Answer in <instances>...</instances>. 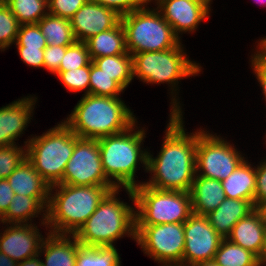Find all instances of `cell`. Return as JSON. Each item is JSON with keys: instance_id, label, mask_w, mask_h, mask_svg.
<instances>
[{"instance_id": "cell-1", "label": "cell", "mask_w": 266, "mask_h": 266, "mask_svg": "<svg viewBox=\"0 0 266 266\" xmlns=\"http://www.w3.org/2000/svg\"><path fill=\"white\" fill-rule=\"evenodd\" d=\"M171 103L161 151L156 158L148 152L147 171L153 176L144 184L159 190L190 192L196 176L197 136L203 130L186 134L179 102L172 97Z\"/></svg>"}, {"instance_id": "cell-2", "label": "cell", "mask_w": 266, "mask_h": 266, "mask_svg": "<svg viewBox=\"0 0 266 266\" xmlns=\"http://www.w3.org/2000/svg\"><path fill=\"white\" fill-rule=\"evenodd\" d=\"M116 188V186L98 185H52L42 224L49 225V229L51 228L49 231L52 233L75 234L95 212L104 197ZM54 189H56L55 194H51Z\"/></svg>"}, {"instance_id": "cell-3", "label": "cell", "mask_w": 266, "mask_h": 266, "mask_svg": "<svg viewBox=\"0 0 266 266\" xmlns=\"http://www.w3.org/2000/svg\"><path fill=\"white\" fill-rule=\"evenodd\" d=\"M64 123L80 138L99 139L126 131L136 118L119 97L84 94Z\"/></svg>"}, {"instance_id": "cell-4", "label": "cell", "mask_w": 266, "mask_h": 266, "mask_svg": "<svg viewBox=\"0 0 266 266\" xmlns=\"http://www.w3.org/2000/svg\"><path fill=\"white\" fill-rule=\"evenodd\" d=\"M118 192L119 188L110 191L74 234L82 246H114V241L124 234L136 240V212L118 200Z\"/></svg>"}, {"instance_id": "cell-5", "label": "cell", "mask_w": 266, "mask_h": 266, "mask_svg": "<svg viewBox=\"0 0 266 266\" xmlns=\"http://www.w3.org/2000/svg\"><path fill=\"white\" fill-rule=\"evenodd\" d=\"M135 125L124 132L98 139L104 173L117 188L138 186L135 173L139 161L147 170L148 151L141 150L146 133L144 129L132 133Z\"/></svg>"}, {"instance_id": "cell-6", "label": "cell", "mask_w": 266, "mask_h": 266, "mask_svg": "<svg viewBox=\"0 0 266 266\" xmlns=\"http://www.w3.org/2000/svg\"><path fill=\"white\" fill-rule=\"evenodd\" d=\"M77 136L64 122L25 141L26 159L50 185L60 184Z\"/></svg>"}, {"instance_id": "cell-7", "label": "cell", "mask_w": 266, "mask_h": 266, "mask_svg": "<svg viewBox=\"0 0 266 266\" xmlns=\"http://www.w3.org/2000/svg\"><path fill=\"white\" fill-rule=\"evenodd\" d=\"M126 192L137 208L136 225L184 223L193 214L190 192L159 190L141 182Z\"/></svg>"}, {"instance_id": "cell-8", "label": "cell", "mask_w": 266, "mask_h": 266, "mask_svg": "<svg viewBox=\"0 0 266 266\" xmlns=\"http://www.w3.org/2000/svg\"><path fill=\"white\" fill-rule=\"evenodd\" d=\"M127 51L133 55L142 52L164 51L180 43L171 25L158 9L145 6L121 16Z\"/></svg>"}, {"instance_id": "cell-9", "label": "cell", "mask_w": 266, "mask_h": 266, "mask_svg": "<svg viewBox=\"0 0 266 266\" xmlns=\"http://www.w3.org/2000/svg\"><path fill=\"white\" fill-rule=\"evenodd\" d=\"M186 56L181 42L172 49L133 54V77L146 83H169L174 94L176 88L173 87L178 85V80L201 71V67Z\"/></svg>"}, {"instance_id": "cell-10", "label": "cell", "mask_w": 266, "mask_h": 266, "mask_svg": "<svg viewBox=\"0 0 266 266\" xmlns=\"http://www.w3.org/2000/svg\"><path fill=\"white\" fill-rule=\"evenodd\" d=\"M243 160L242 154L221 137L204 130L197 136L196 175L222 181Z\"/></svg>"}, {"instance_id": "cell-11", "label": "cell", "mask_w": 266, "mask_h": 266, "mask_svg": "<svg viewBox=\"0 0 266 266\" xmlns=\"http://www.w3.org/2000/svg\"><path fill=\"white\" fill-rule=\"evenodd\" d=\"M136 242L160 264L183 262L184 223L136 225Z\"/></svg>"}, {"instance_id": "cell-12", "label": "cell", "mask_w": 266, "mask_h": 266, "mask_svg": "<svg viewBox=\"0 0 266 266\" xmlns=\"http://www.w3.org/2000/svg\"><path fill=\"white\" fill-rule=\"evenodd\" d=\"M60 184L115 186L104 173L98 139L79 138Z\"/></svg>"}, {"instance_id": "cell-13", "label": "cell", "mask_w": 266, "mask_h": 266, "mask_svg": "<svg viewBox=\"0 0 266 266\" xmlns=\"http://www.w3.org/2000/svg\"><path fill=\"white\" fill-rule=\"evenodd\" d=\"M222 239L210 225L207 216L193 213L184 222L183 262L194 266L202 261L213 260Z\"/></svg>"}, {"instance_id": "cell-14", "label": "cell", "mask_w": 266, "mask_h": 266, "mask_svg": "<svg viewBox=\"0 0 266 266\" xmlns=\"http://www.w3.org/2000/svg\"><path fill=\"white\" fill-rule=\"evenodd\" d=\"M70 22L76 41L85 42L100 32L116 27L121 22V15L106 6L88 0L70 18Z\"/></svg>"}, {"instance_id": "cell-15", "label": "cell", "mask_w": 266, "mask_h": 266, "mask_svg": "<svg viewBox=\"0 0 266 266\" xmlns=\"http://www.w3.org/2000/svg\"><path fill=\"white\" fill-rule=\"evenodd\" d=\"M0 252L15 262L39 255L43 236L33 224H10L0 233Z\"/></svg>"}, {"instance_id": "cell-16", "label": "cell", "mask_w": 266, "mask_h": 266, "mask_svg": "<svg viewBox=\"0 0 266 266\" xmlns=\"http://www.w3.org/2000/svg\"><path fill=\"white\" fill-rule=\"evenodd\" d=\"M152 1V0H150ZM157 9L163 18L171 25L174 33L180 39L179 33L194 32L198 24L209 17L205 6L193 0H155Z\"/></svg>"}, {"instance_id": "cell-17", "label": "cell", "mask_w": 266, "mask_h": 266, "mask_svg": "<svg viewBox=\"0 0 266 266\" xmlns=\"http://www.w3.org/2000/svg\"><path fill=\"white\" fill-rule=\"evenodd\" d=\"M36 97H25L0 108V147L16 145L31 119Z\"/></svg>"}, {"instance_id": "cell-18", "label": "cell", "mask_w": 266, "mask_h": 266, "mask_svg": "<svg viewBox=\"0 0 266 266\" xmlns=\"http://www.w3.org/2000/svg\"><path fill=\"white\" fill-rule=\"evenodd\" d=\"M47 235L39 249V255L42 250L45 255V262L41 261V266H75L78 248L81 246L75 235L52 232Z\"/></svg>"}, {"instance_id": "cell-19", "label": "cell", "mask_w": 266, "mask_h": 266, "mask_svg": "<svg viewBox=\"0 0 266 266\" xmlns=\"http://www.w3.org/2000/svg\"><path fill=\"white\" fill-rule=\"evenodd\" d=\"M249 200L225 198L214 210L207 214L210 225L223 238H227L234 225L255 210Z\"/></svg>"}, {"instance_id": "cell-20", "label": "cell", "mask_w": 266, "mask_h": 266, "mask_svg": "<svg viewBox=\"0 0 266 266\" xmlns=\"http://www.w3.org/2000/svg\"><path fill=\"white\" fill-rule=\"evenodd\" d=\"M265 231L262 217L255 209L234 225L227 239L259 257L264 245Z\"/></svg>"}, {"instance_id": "cell-21", "label": "cell", "mask_w": 266, "mask_h": 266, "mask_svg": "<svg viewBox=\"0 0 266 266\" xmlns=\"http://www.w3.org/2000/svg\"><path fill=\"white\" fill-rule=\"evenodd\" d=\"M193 213L206 216L226 198L221 181L196 175L190 189Z\"/></svg>"}, {"instance_id": "cell-22", "label": "cell", "mask_w": 266, "mask_h": 266, "mask_svg": "<svg viewBox=\"0 0 266 266\" xmlns=\"http://www.w3.org/2000/svg\"><path fill=\"white\" fill-rule=\"evenodd\" d=\"M15 194L25 196H49L50 185L25 159L7 178Z\"/></svg>"}, {"instance_id": "cell-23", "label": "cell", "mask_w": 266, "mask_h": 266, "mask_svg": "<svg viewBox=\"0 0 266 266\" xmlns=\"http://www.w3.org/2000/svg\"><path fill=\"white\" fill-rule=\"evenodd\" d=\"M221 183L227 198L249 200L254 205L256 168L245 159Z\"/></svg>"}, {"instance_id": "cell-24", "label": "cell", "mask_w": 266, "mask_h": 266, "mask_svg": "<svg viewBox=\"0 0 266 266\" xmlns=\"http://www.w3.org/2000/svg\"><path fill=\"white\" fill-rule=\"evenodd\" d=\"M91 61L103 56L127 53L125 31L120 22L116 27L100 32L85 41Z\"/></svg>"}, {"instance_id": "cell-25", "label": "cell", "mask_w": 266, "mask_h": 266, "mask_svg": "<svg viewBox=\"0 0 266 266\" xmlns=\"http://www.w3.org/2000/svg\"><path fill=\"white\" fill-rule=\"evenodd\" d=\"M49 196H25L14 194L5 215L0 219L2 223L28 224L29 219L37 217L46 211ZM45 210H42V209ZM36 215V216H35Z\"/></svg>"}, {"instance_id": "cell-26", "label": "cell", "mask_w": 266, "mask_h": 266, "mask_svg": "<svg viewBox=\"0 0 266 266\" xmlns=\"http://www.w3.org/2000/svg\"><path fill=\"white\" fill-rule=\"evenodd\" d=\"M37 24L47 45L70 46L76 42L70 19L48 13Z\"/></svg>"}, {"instance_id": "cell-27", "label": "cell", "mask_w": 266, "mask_h": 266, "mask_svg": "<svg viewBox=\"0 0 266 266\" xmlns=\"http://www.w3.org/2000/svg\"><path fill=\"white\" fill-rule=\"evenodd\" d=\"M92 63L115 80L124 90L134 79L132 55L129 52L96 58L92 60Z\"/></svg>"}, {"instance_id": "cell-28", "label": "cell", "mask_w": 266, "mask_h": 266, "mask_svg": "<svg viewBox=\"0 0 266 266\" xmlns=\"http://www.w3.org/2000/svg\"><path fill=\"white\" fill-rule=\"evenodd\" d=\"M213 260L221 266H259L254 253L227 238L222 239Z\"/></svg>"}, {"instance_id": "cell-29", "label": "cell", "mask_w": 266, "mask_h": 266, "mask_svg": "<svg viewBox=\"0 0 266 266\" xmlns=\"http://www.w3.org/2000/svg\"><path fill=\"white\" fill-rule=\"evenodd\" d=\"M115 246H80L75 266H121Z\"/></svg>"}, {"instance_id": "cell-30", "label": "cell", "mask_w": 266, "mask_h": 266, "mask_svg": "<svg viewBox=\"0 0 266 266\" xmlns=\"http://www.w3.org/2000/svg\"><path fill=\"white\" fill-rule=\"evenodd\" d=\"M20 25L36 24L48 14V0H4ZM46 11V12H45Z\"/></svg>"}, {"instance_id": "cell-31", "label": "cell", "mask_w": 266, "mask_h": 266, "mask_svg": "<svg viewBox=\"0 0 266 266\" xmlns=\"http://www.w3.org/2000/svg\"><path fill=\"white\" fill-rule=\"evenodd\" d=\"M123 88L110 76L90 62L89 94L96 96L118 97Z\"/></svg>"}, {"instance_id": "cell-32", "label": "cell", "mask_w": 266, "mask_h": 266, "mask_svg": "<svg viewBox=\"0 0 266 266\" xmlns=\"http://www.w3.org/2000/svg\"><path fill=\"white\" fill-rule=\"evenodd\" d=\"M20 24L9 7L0 1V49L1 51L16 42Z\"/></svg>"}, {"instance_id": "cell-33", "label": "cell", "mask_w": 266, "mask_h": 266, "mask_svg": "<svg viewBox=\"0 0 266 266\" xmlns=\"http://www.w3.org/2000/svg\"><path fill=\"white\" fill-rule=\"evenodd\" d=\"M91 62L85 42L76 41L66 48V52L57 72L74 70L87 66Z\"/></svg>"}, {"instance_id": "cell-34", "label": "cell", "mask_w": 266, "mask_h": 266, "mask_svg": "<svg viewBox=\"0 0 266 266\" xmlns=\"http://www.w3.org/2000/svg\"><path fill=\"white\" fill-rule=\"evenodd\" d=\"M55 74L69 91L80 92L85 90V95L89 94L90 63L84 67L56 72Z\"/></svg>"}, {"instance_id": "cell-35", "label": "cell", "mask_w": 266, "mask_h": 266, "mask_svg": "<svg viewBox=\"0 0 266 266\" xmlns=\"http://www.w3.org/2000/svg\"><path fill=\"white\" fill-rule=\"evenodd\" d=\"M24 147L25 149L15 144L0 147V179H7L26 159V146Z\"/></svg>"}, {"instance_id": "cell-36", "label": "cell", "mask_w": 266, "mask_h": 266, "mask_svg": "<svg viewBox=\"0 0 266 266\" xmlns=\"http://www.w3.org/2000/svg\"><path fill=\"white\" fill-rule=\"evenodd\" d=\"M17 47L46 48V38L41 33L38 24L20 25L17 39Z\"/></svg>"}, {"instance_id": "cell-37", "label": "cell", "mask_w": 266, "mask_h": 266, "mask_svg": "<svg viewBox=\"0 0 266 266\" xmlns=\"http://www.w3.org/2000/svg\"><path fill=\"white\" fill-rule=\"evenodd\" d=\"M88 0H48V13L70 19Z\"/></svg>"}, {"instance_id": "cell-38", "label": "cell", "mask_w": 266, "mask_h": 266, "mask_svg": "<svg viewBox=\"0 0 266 266\" xmlns=\"http://www.w3.org/2000/svg\"><path fill=\"white\" fill-rule=\"evenodd\" d=\"M97 2L100 5L106 6L114 11H116L119 15L123 16L127 13L140 9L147 5L150 0H92Z\"/></svg>"}, {"instance_id": "cell-39", "label": "cell", "mask_w": 266, "mask_h": 266, "mask_svg": "<svg viewBox=\"0 0 266 266\" xmlns=\"http://www.w3.org/2000/svg\"><path fill=\"white\" fill-rule=\"evenodd\" d=\"M67 47L68 46L47 45V47L44 49L43 68L55 74L59 70L60 63L65 55Z\"/></svg>"}, {"instance_id": "cell-40", "label": "cell", "mask_w": 266, "mask_h": 266, "mask_svg": "<svg viewBox=\"0 0 266 266\" xmlns=\"http://www.w3.org/2000/svg\"><path fill=\"white\" fill-rule=\"evenodd\" d=\"M21 60L36 68H43L44 66V49L45 48H27L17 47Z\"/></svg>"}, {"instance_id": "cell-41", "label": "cell", "mask_w": 266, "mask_h": 266, "mask_svg": "<svg viewBox=\"0 0 266 266\" xmlns=\"http://www.w3.org/2000/svg\"><path fill=\"white\" fill-rule=\"evenodd\" d=\"M263 202H266V160L261 162L256 168L255 208Z\"/></svg>"}, {"instance_id": "cell-42", "label": "cell", "mask_w": 266, "mask_h": 266, "mask_svg": "<svg viewBox=\"0 0 266 266\" xmlns=\"http://www.w3.org/2000/svg\"><path fill=\"white\" fill-rule=\"evenodd\" d=\"M252 67L254 69V74L258 82L261 84L262 92L266 98V58L259 52L252 55Z\"/></svg>"}, {"instance_id": "cell-43", "label": "cell", "mask_w": 266, "mask_h": 266, "mask_svg": "<svg viewBox=\"0 0 266 266\" xmlns=\"http://www.w3.org/2000/svg\"><path fill=\"white\" fill-rule=\"evenodd\" d=\"M14 192L7 179H0V219L5 215L11 203Z\"/></svg>"}, {"instance_id": "cell-44", "label": "cell", "mask_w": 266, "mask_h": 266, "mask_svg": "<svg viewBox=\"0 0 266 266\" xmlns=\"http://www.w3.org/2000/svg\"><path fill=\"white\" fill-rule=\"evenodd\" d=\"M39 255L28 258L24 261L18 262L17 266H41V260L38 259Z\"/></svg>"}, {"instance_id": "cell-45", "label": "cell", "mask_w": 266, "mask_h": 266, "mask_svg": "<svg viewBox=\"0 0 266 266\" xmlns=\"http://www.w3.org/2000/svg\"><path fill=\"white\" fill-rule=\"evenodd\" d=\"M18 263L9 258L3 252H0V266H17Z\"/></svg>"}, {"instance_id": "cell-46", "label": "cell", "mask_w": 266, "mask_h": 266, "mask_svg": "<svg viewBox=\"0 0 266 266\" xmlns=\"http://www.w3.org/2000/svg\"><path fill=\"white\" fill-rule=\"evenodd\" d=\"M258 263H259V266L266 265V231H265L264 245L258 257Z\"/></svg>"}, {"instance_id": "cell-47", "label": "cell", "mask_w": 266, "mask_h": 266, "mask_svg": "<svg viewBox=\"0 0 266 266\" xmlns=\"http://www.w3.org/2000/svg\"><path fill=\"white\" fill-rule=\"evenodd\" d=\"M256 210L260 213L263 223L266 226V202L259 204L256 207Z\"/></svg>"}, {"instance_id": "cell-48", "label": "cell", "mask_w": 266, "mask_h": 266, "mask_svg": "<svg viewBox=\"0 0 266 266\" xmlns=\"http://www.w3.org/2000/svg\"><path fill=\"white\" fill-rule=\"evenodd\" d=\"M259 44V52L266 58V37L260 40Z\"/></svg>"}, {"instance_id": "cell-49", "label": "cell", "mask_w": 266, "mask_h": 266, "mask_svg": "<svg viewBox=\"0 0 266 266\" xmlns=\"http://www.w3.org/2000/svg\"><path fill=\"white\" fill-rule=\"evenodd\" d=\"M194 266H221V265L216 263L214 260H210V261H202V262L196 263Z\"/></svg>"}, {"instance_id": "cell-50", "label": "cell", "mask_w": 266, "mask_h": 266, "mask_svg": "<svg viewBox=\"0 0 266 266\" xmlns=\"http://www.w3.org/2000/svg\"><path fill=\"white\" fill-rule=\"evenodd\" d=\"M162 266H191L184 262H162Z\"/></svg>"}, {"instance_id": "cell-51", "label": "cell", "mask_w": 266, "mask_h": 266, "mask_svg": "<svg viewBox=\"0 0 266 266\" xmlns=\"http://www.w3.org/2000/svg\"><path fill=\"white\" fill-rule=\"evenodd\" d=\"M193 1H196V2H198V3H200V4H202L203 6H205L208 10L210 9V2L212 1V0H193Z\"/></svg>"}, {"instance_id": "cell-52", "label": "cell", "mask_w": 266, "mask_h": 266, "mask_svg": "<svg viewBox=\"0 0 266 266\" xmlns=\"http://www.w3.org/2000/svg\"><path fill=\"white\" fill-rule=\"evenodd\" d=\"M257 2L261 3V5H264L265 4V7H266V0H256V3Z\"/></svg>"}]
</instances>
